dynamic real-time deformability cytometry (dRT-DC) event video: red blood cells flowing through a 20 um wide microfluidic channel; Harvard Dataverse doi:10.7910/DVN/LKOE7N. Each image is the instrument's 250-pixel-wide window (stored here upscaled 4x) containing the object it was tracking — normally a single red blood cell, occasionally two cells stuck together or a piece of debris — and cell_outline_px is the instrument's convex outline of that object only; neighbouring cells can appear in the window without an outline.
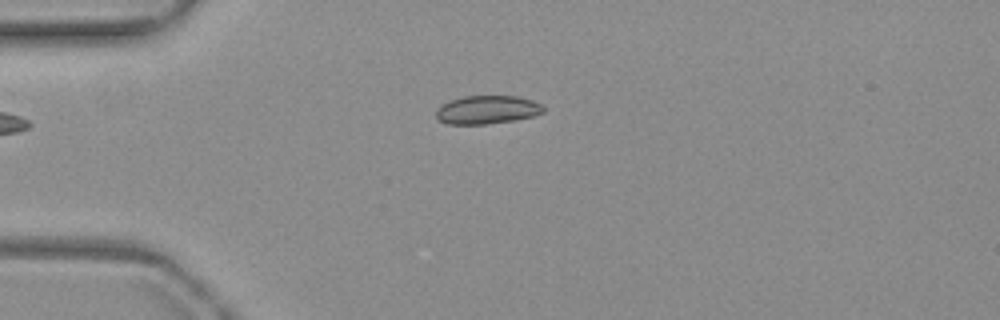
{"species": "common noctule bat (a hibernating species)", "species_latin": "Nyctalus noctula", "temperature_condition": "warm", "stored_images_in_passage": 5, "camera_frame_rate_fps": 3000, "um_per_image_px": 0.085, "animal": {"sex": "female", "body_mass_g": 19.3, "forearm_length_mm": 54.1}, "frame": {"image": 1, "passage_image": 3, "time_ms": 2.333, "image_size_px": [1000, 320], "cell_outline_px": [[544, 112], [532, 116], [512, 120], [484, 124], [448, 124], [436, 120], [436, 108], [440, 104], [448, 100], [464, 96], [516, 96], [532, 100], [540, 104], [544, 108]], "centroid_in_image_um": [41.33, 9.32], "position_along_channel_um": 43.7, "area_um2": 17.8}}